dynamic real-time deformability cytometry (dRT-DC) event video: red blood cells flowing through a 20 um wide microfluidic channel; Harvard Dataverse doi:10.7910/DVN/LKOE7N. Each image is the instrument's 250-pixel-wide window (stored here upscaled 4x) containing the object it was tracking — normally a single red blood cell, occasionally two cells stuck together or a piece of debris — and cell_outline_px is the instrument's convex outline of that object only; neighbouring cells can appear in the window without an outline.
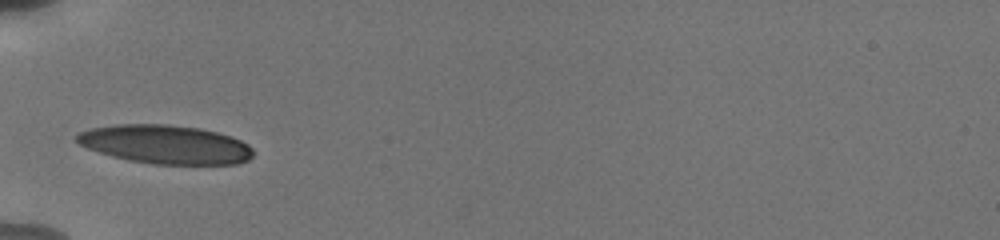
{"species": "human", "species_latin": "Homo sapiens", "temperature_condition": "cold", "stored_images_in_passage": 30, "camera_frame_rate_fps": 3000, "um_per_image_px": 0.085, "donor": {"sex": "male"}, "frame": {"image": 1, "passage_image": 1, "time_ms": 0.0, "image_size_px": [1000, 240], "cell_outline_px": [[252, 156], [248, 160], [236, 164], [152, 164], [128, 160], [112, 156], [88, 148], [80, 144], [76, 140], [76, 136], [80, 132], [92, 128], [116, 124], [168, 124], [200, 128], [232, 136], [248, 144], [252, 148]], "centroid_in_image_um": [14.08, 12.27], "position_along_channel_um": 70.9, "area_um2": 39.77}}
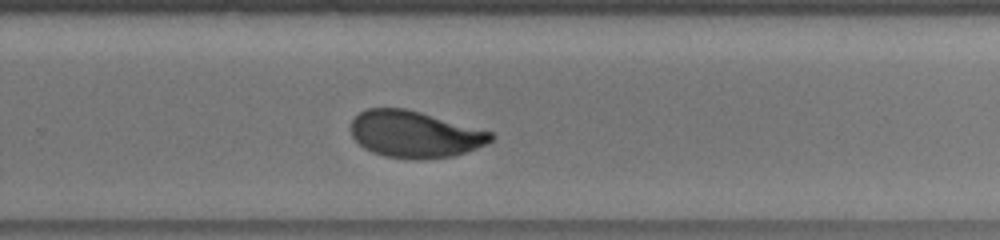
{"frame": {"image": 2, "passage_image": 19, "time_ms": 6.0, "image_size_px": [1000, 240], "cell_outline_px": [[496, 136], [488, 144], [452, 156], [420, 160], [384, 156], [372, 152], [364, 148], [352, 136], [352, 120], [360, 112], [368, 108], [408, 108], [492, 132]], "centroid_in_image_um": [35.27, 11.41], "position_along_channel_um": 294.5, "area_um2": 38.09}}
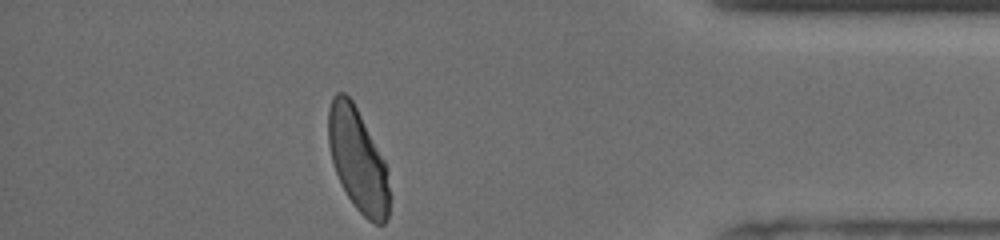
{"frame": {"image": 3, "passage_image": 30, "time_ms": 9.667, "image_size_px": [1000, 240], "cell_outline_px": [[388, 220], [384, 224], [376, 224], [368, 220], [356, 208], [348, 196], [336, 172], [332, 160], [328, 144], [328, 108], [332, 96], [336, 92], [344, 92], [352, 100], [384, 160], [388, 188]], "centroid_in_image_um": [30.38, 13.57], "position_along_channel_um": 404.8, "area_um2": 35.95}, "authors_computed_cell_mechanics": {"area_um2": 39.0728, "velocity_mm_per_s": 3.7789, "shape_relaxation_time_tau1_ms": 3.5339, "shape_relaxation_time_tau2_ms": 0.946, "deformation_change_tau1": 0.1401, "deformation_change_tau2": 0.0543}}